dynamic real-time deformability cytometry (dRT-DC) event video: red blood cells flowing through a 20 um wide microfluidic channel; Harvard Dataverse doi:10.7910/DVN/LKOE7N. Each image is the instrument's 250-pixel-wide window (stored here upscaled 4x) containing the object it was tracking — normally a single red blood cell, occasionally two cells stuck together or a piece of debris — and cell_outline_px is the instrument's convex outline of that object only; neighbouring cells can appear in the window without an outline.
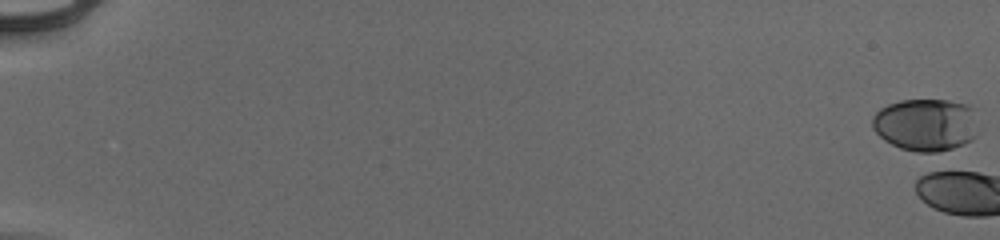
{"species": "human", "species_latin": "Homo sapiens", "temperature_condition": "cold", "stored_images_in_passage": 2, "camera_frame_rate_fps": 3000, "um_per_image_px": 0.085, "donor": {"sex": "male"}, "frame": {"image": 1, "passage_image": 1, "time_ms": 0.0, "image_size_px": [1000, 240], "cell_outline_px": [[976, 136], [972, 140], [964, 144], [928, 156], [900, 148], [884, 140], [872, 128], [872, 116], [880, 108], [888, 104], [900, 100], [948, 100], [968, 104], [976, 108]], "centroid_in_image_um": [78.71, 10.62], "position_along_channel_um": 6.3, "area_um2": 33.23}}